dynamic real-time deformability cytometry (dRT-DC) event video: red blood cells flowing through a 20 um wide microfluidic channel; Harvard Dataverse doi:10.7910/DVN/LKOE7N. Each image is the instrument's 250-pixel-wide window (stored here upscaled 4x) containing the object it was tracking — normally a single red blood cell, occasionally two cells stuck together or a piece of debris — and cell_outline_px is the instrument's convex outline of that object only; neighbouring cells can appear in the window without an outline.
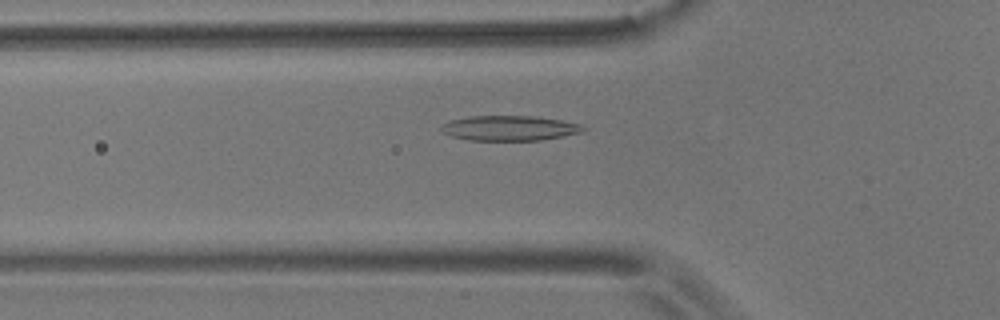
{"species": "common noctule bat (a hibernating species)", "species_latin": "Nyctalus noctula", "temperature_condition": "room temperature", "stored_images_in_passage": 54, "camera_frame_rate_fps": 3000, "um_per_image_px": 0.085, "animal": {"sex": "male", "body_mass_g": 17.9}, "frame": {"image": 1, "passage_image": 18, "time_ms": 5.667, "image_size_px": [1000, 320], "cell_outline_px": [[588, 128], [584, 132], [564, 136], [540, 140], [468, 140], [452, 136], [444, 132], [440, 128], [440, 124], [448, 120], [468, 116], [532, 116], [560, 120], [580, 124]], "centroid_in_image_um": [43.3, 10.89], "position_along_channel_um": 82.5, "area_um2": 20.81}}
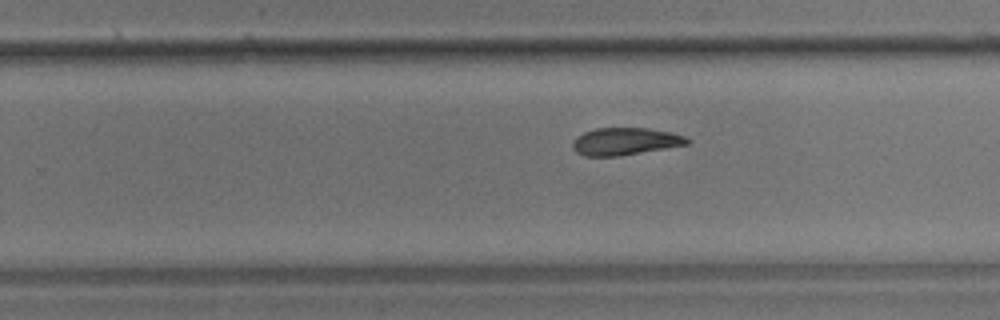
{"frame": {"image": 2, "passage_image": 34, "time_ms": 11.0, "image_size_px": [1000, 320], "cell_outline_px": [[692, 140], [688, 144], [620, 156], [584, 156], [576, 152], [572, 148], [572, 144], [576, 136], [584, 132], [596, 128], [648, 128], [672, 132], [684, 136]], "centroid_in_image_um": [53.13, 12.02], "position_along_channel_um": 276.7, "area_um2": 18.32}}
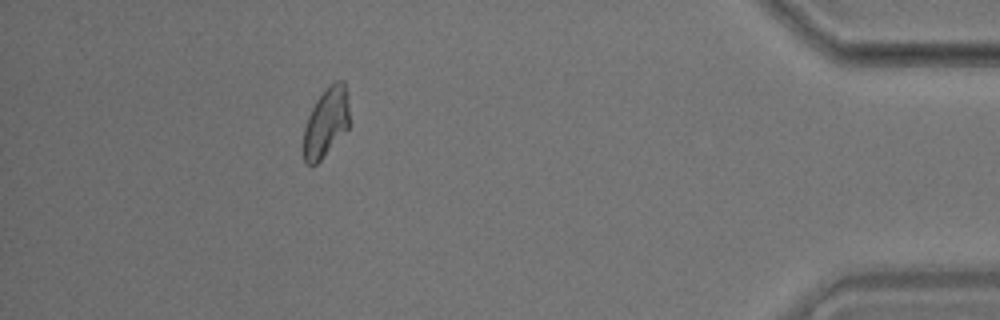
{"frame": {"image": 3, "passage_image": 49, "time_ms": 16.0, "image_size_px": [1000, 320], "cell_outline_px": [[348, 128], [320, 160], [316, 164], [308, 164], [304, 160], [304, 128], [308, 116], [316, 100], [336, 80], [344, 80], [348, 92]], "centroid_in_image_um": [27.72, 10.38], "position_along_channel_um": 407.5, "area_um2": 18.09}, "authors_computed_cell_mechanics": {"area_um2": 19.2763, "velocity_mm_per_s": 3.6315, "shape_relaxation_time_tau1_ms": 10.9475, "shape_relaxation_time_tau2_ms": 5.0076, "deformation_change_tau1": 0.2346, "deformation_change_tau2": 0.1148}}